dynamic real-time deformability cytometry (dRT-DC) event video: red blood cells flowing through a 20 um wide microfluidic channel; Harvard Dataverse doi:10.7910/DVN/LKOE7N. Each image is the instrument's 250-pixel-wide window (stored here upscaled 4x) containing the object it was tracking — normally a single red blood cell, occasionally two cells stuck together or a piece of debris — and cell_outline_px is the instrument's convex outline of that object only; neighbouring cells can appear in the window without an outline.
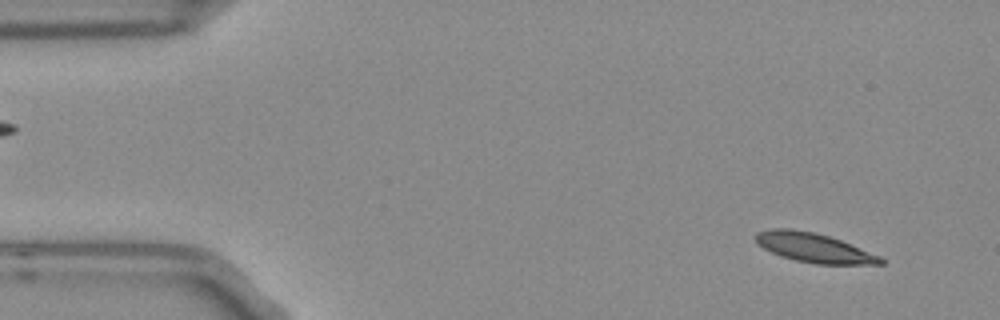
{"species": "Egyptian fruit bat (a non-hibernating species)", "species_latin": "Rousettus aegyptiacus", "temperature_condition": "room temperature", "stored_images_in_passage": 52, "camera_frame_rate_fps": 3000, "um_per_image_px": 0.085, "frame": {"image": 1, "passage_image": 3, "time_ms": 0.667, "image_size_px": [1000, 320], "cell_outline_px": [[884, 264], [816, 264], [796, 260], [780, 256], [756, 244], [756, 232], [772, 228], [792, 228], [812, 232], [828, 236], [840, 240], [880, 256], [884, 260]], "centroid_in_image_um": [69.15, 21.05], "position_along_channel_um": 15.9, "area_um2": 21.15}}
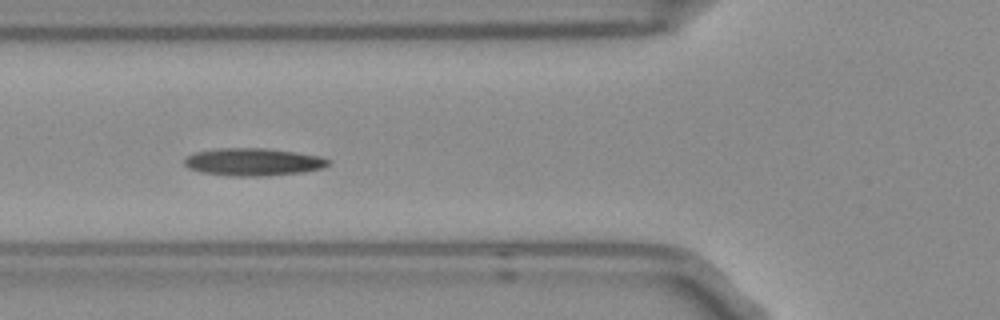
{"frame": {"image": 2, "passage_image": 18, "time_ms": 5.667, "image_size_px": [1000, 320], "cell_outline_px": [[332, 160], [324, 168], [304, 172], [264, 176], [228, 176], [200, 172], [188, 168], [184, 164], [184, 160], [188, 156], [196, 152], [216, 148], [264, 148], [320, 156]], "centroid_in_image_um": [21.52, 13.77], "position_along_channel_um": 104.3, "area_um2": 23.18}}
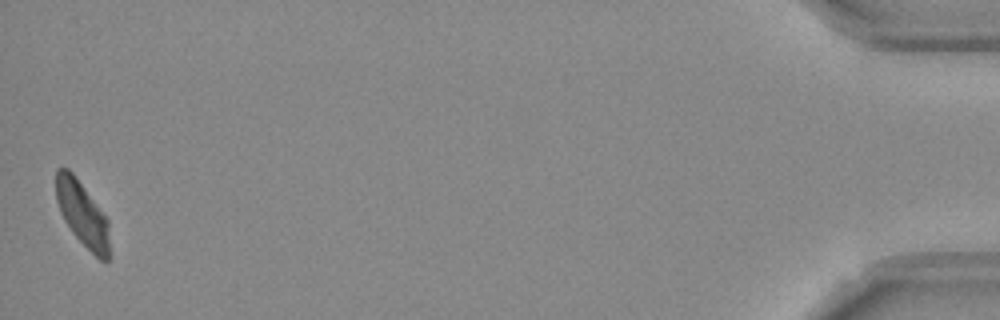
{"frame": {"image": 3, "passage_image": 52, "time_ms": 17.0, "image_size_px": [1000, 320], "cell_outline_px": [[112, 256], [108, 264], [100, 260], [72, 232], [64, 220], [60, 212], [56, 200], [56, 168], [68, 168], [72, 172], [108, 220]], "centroid_in_image_um": [7.05, 18.26], "position_along_channel_um": 428.2, "area_um2": 20.35}, "authors_computed_cell_mechanics": {"area_um2": 21.8773, "velocity_mm_per_s": 3.7185, "shape_relaxation_time_tau1_ms": 8.237, "shape_relaxation_time_tau2_ms": null, "deformation_change_tau1": 0.1836, "deformation_change_tau2": null}}